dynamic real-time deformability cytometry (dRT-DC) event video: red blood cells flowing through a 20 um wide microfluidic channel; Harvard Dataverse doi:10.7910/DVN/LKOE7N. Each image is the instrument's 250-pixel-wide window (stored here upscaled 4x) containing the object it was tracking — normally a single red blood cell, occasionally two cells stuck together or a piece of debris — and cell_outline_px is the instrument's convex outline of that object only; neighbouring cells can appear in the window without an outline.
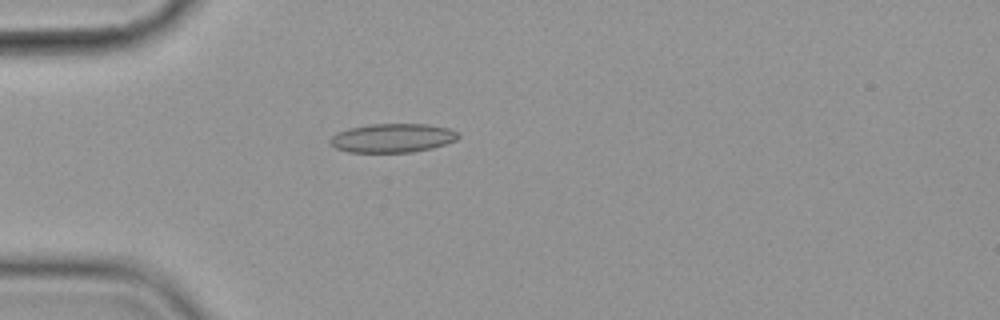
{"species": "common noctule bat (a hibernating species)", "species_latin": "Nyctalus noctula", "temperature_condition": "cold", "stored_images_in_passage": 3, "camera_frame_rate_fps": 3000, "um_per_image_px": 0.085, "animal": {"sex": "female", "body_mass_g": 19.9}, "frame": {"image": 1, "passage_image": 3, "time_ms": 2.333, "image_size_px": [1000, 320], "cell_outline_px": [[460, 136], [456, 140], [432, 148], [412, 152], [348, 152], [336, 148], [328, 140], [336, 132], [348, 128], [372, 124], [428, 124], [448, 128], [456, 132]], "centroid_in_image_um": [33.34, 11.73], "position_along_channel_um": 51.7, "area_um2": 21.5}}